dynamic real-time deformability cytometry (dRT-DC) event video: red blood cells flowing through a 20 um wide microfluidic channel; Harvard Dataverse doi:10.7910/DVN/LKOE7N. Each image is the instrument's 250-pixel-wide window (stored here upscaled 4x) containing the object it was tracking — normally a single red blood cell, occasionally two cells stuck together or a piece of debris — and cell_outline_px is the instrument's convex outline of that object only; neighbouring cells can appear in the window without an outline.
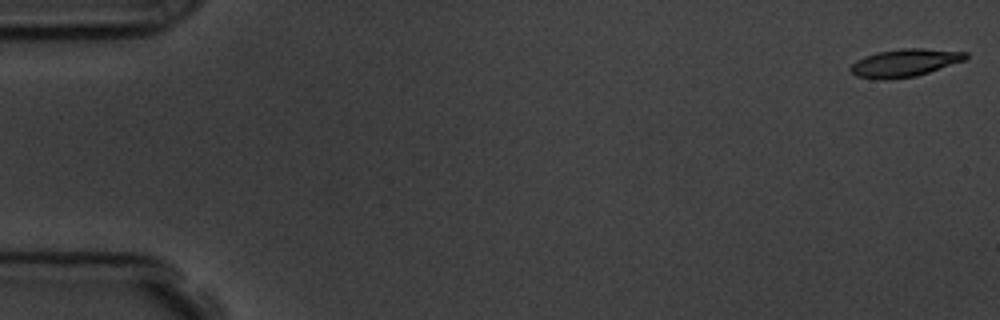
{"species": "common noctule bat (a hibernating species)", "species_latin": "Nyctalus noctula", "temperature_condition": "room temperature", "stored_images_in_passage": 57, "camera_frame_rate_fps": 3000, "um_per_image_px": 0.085, "animal": {"sex": "male", "body_mass_g": 19.5, "forearm_length_mm": 54.6}, "frame": {"image": 1, "passage_image": 1, "time_ms": 0.0, "image_size_px": [1000, 320], "cell_outline_px": [[968, 56], [964, 60], [916, 76], [888, 80], [880, 80], [856, 76], [848, 68], [856, 60], [864, 56], [876, 52], [904, 48], [924, 48], [968, 52]], "centroid_in_image_um": [76.86, 5.34], "position_along_channel_um": 8.1, "area_um2": 18.67}}
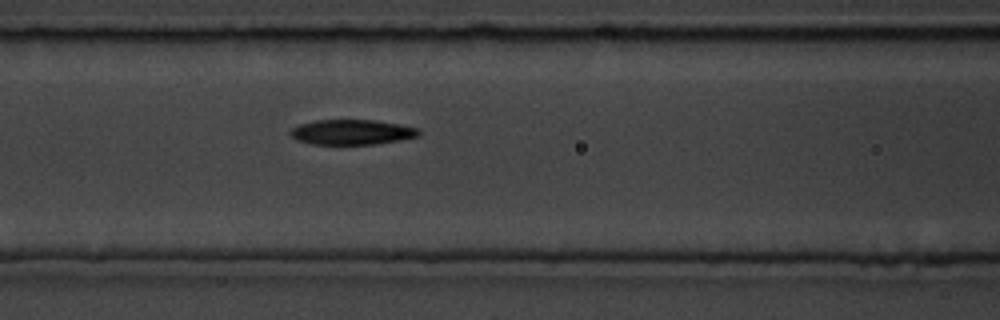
{"frame": {"image": 2, "passage_image": 24, "time_ms": 7.667, "image_size_px": [1000, 320], "cell_outline_px": [[420, 136], [400, 140], [376, 144], [308, 144], [296, 140], [288, 132], [292, 128], [300, 124], [316, 120], [376, 120], [400, 124], [420, 128]], "centroid_in_image_um": [29.92, 11.23], "position_along_channel_um": 136.7, "area_um2": 18.96}}
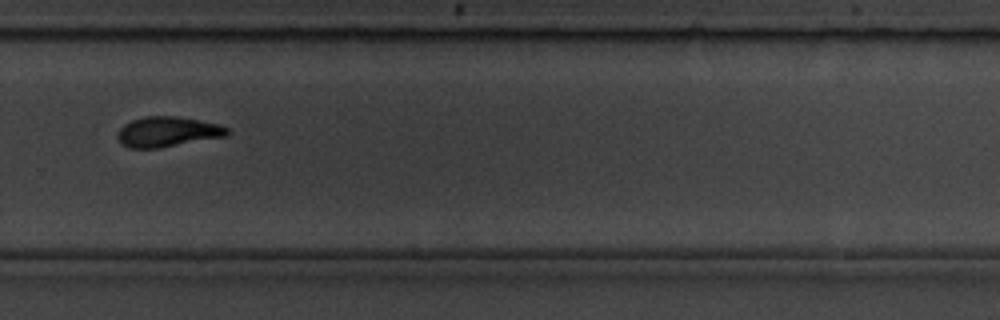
{"frame": {"image": 3, "passage_image": 39, "time_ms": 12.667, "image_size_px": [1000, 320], "cell_outline_px": [[228, 136], [160, 148], [128, 148], [120, 144], [116, 136], [116, 132], [124, 124], [132, 120], [144, 116], [176, 116], [200, 120], [220, 124], [228, 128]], "centroid_in_image_um": [14.22, 11.21], "position_along_channel_um": 315.6, "area_um2": 19.59}, "authors_computed_cell_mechanics": {"area_um2": 19.2474, "velocity_mm_per_s": 3.5855, "shape_relaxation_time_tau1_ms": 3.6942, "shape_relaxation_time_tau2_ms": 5.0594, "deformation_change_tau1": 0.1465, "deformation_change_tau2": 0.1276}}